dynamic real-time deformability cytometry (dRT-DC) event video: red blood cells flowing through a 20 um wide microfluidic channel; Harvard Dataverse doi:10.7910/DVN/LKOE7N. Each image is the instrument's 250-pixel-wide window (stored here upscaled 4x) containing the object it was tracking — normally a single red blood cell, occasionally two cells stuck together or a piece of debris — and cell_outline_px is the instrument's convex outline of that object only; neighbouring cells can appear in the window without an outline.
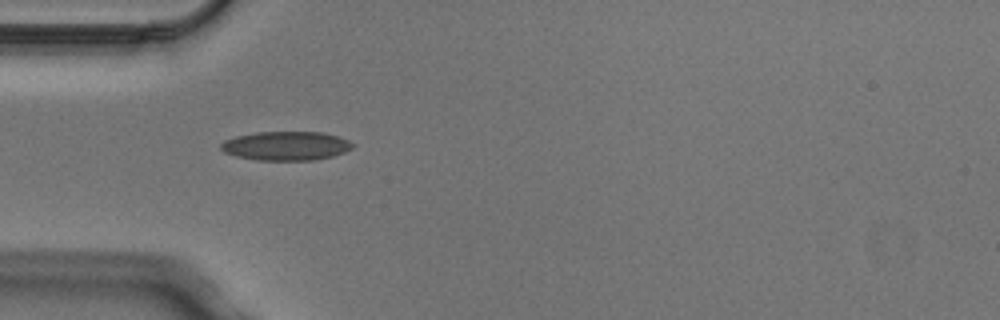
{"species": "Egyptian fruit bat (a non-hibernating species)", "species_latin": "Rousettus aegyptiacus", "temperature_condition": "cold", "stored_images_in_passage": 5, "camera_frame_rate_fps": 3000, "um_per_image_px": 0.085, "animal": {"sex": "male"}, "frame": {"image": 1, "passage_image": 4, "time_ms": 1.0, "image_size_px": [1000, 320], "cell_outline_px": [[356, 144], [352, 148], [344, 152], [332, 156], [312, 160], [256, 160], [236, 156], [224, 152], [220, 148], [220, 144], [224, 140], [236, 136], [256, 132], [324, 132], [340, 136]], "centroid_in_image_um": [24.33, 12.39], "position_along_channel_um": 60.7, "area_um2": 22.37}}
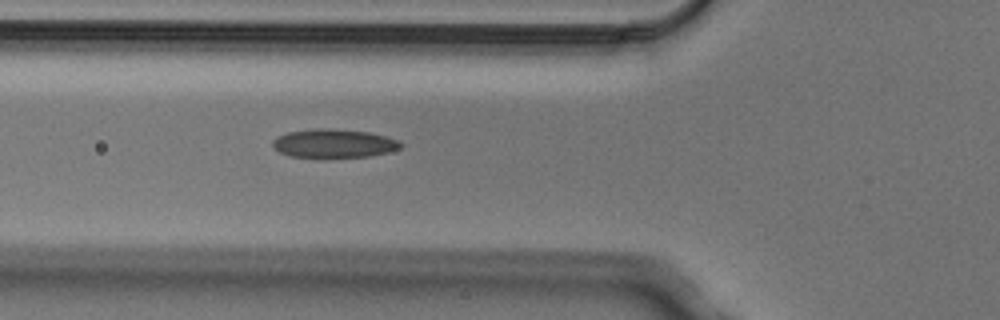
{"frame": {"image": 2, "passage_image": 5, "time_ms": 1.333, "image_size_px": [1000, 320], "cell_outline_px": [[404, 144], [400, 148], [388, 152], [368, 156], [324, 160], [288, 156], [280, 152], [272, 144], [272, 140], [276, 136], [288, 132], [316, 128], [328, 128], [368, 132], [400, 140]], "centroid_in_image_um": [28.35, 12.23], "position_along_channel_um": 97.5, "area_um2": 22.14}}